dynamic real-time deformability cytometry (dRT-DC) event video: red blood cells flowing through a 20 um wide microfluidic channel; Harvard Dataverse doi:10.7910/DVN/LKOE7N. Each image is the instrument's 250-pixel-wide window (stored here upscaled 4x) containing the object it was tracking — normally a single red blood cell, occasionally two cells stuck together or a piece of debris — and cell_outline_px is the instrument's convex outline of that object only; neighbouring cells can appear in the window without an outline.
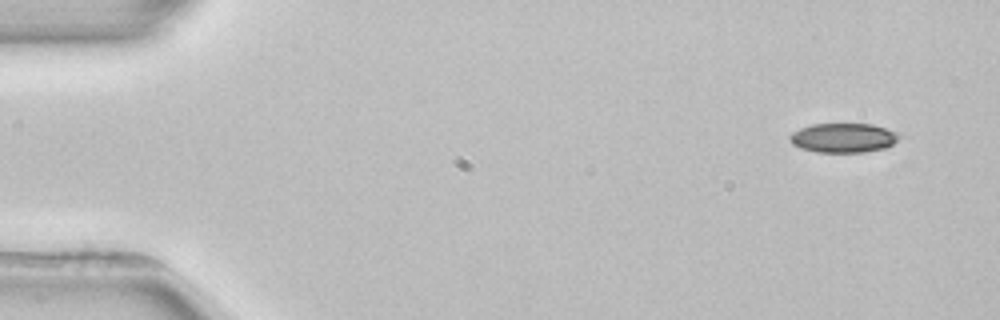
{"species": "common noctule bat (a hibernating species)", "species_latin": "Nyctalus noctula", "temperature_condition": "room temperature", "stored_images_in_passage": 4, "camera_frame_rate_fps": 3000, "um_per_image_px": 0.085, "animal": {"sex": "female", "body_mass_g": 22.7, "forearm_length_mm": 54.2}, "frame": {"image": 1, "passage_image": 1, "time_ms": 0.0, "image_size_px": [1000, 320], "cell_outline_px": [[904, 136], [892, 144], [884, 148], [864, 152], [816, 152], [800, 148], [792, 144], [788, 140], [788, 136], [792, 132], [800, 128], [812, 124], [872, 124], [896, 132]], "centroid_in_image_um": [71.66, 11.72], "position_along_channel_um": 13.3, "area_um2": 18.84}}
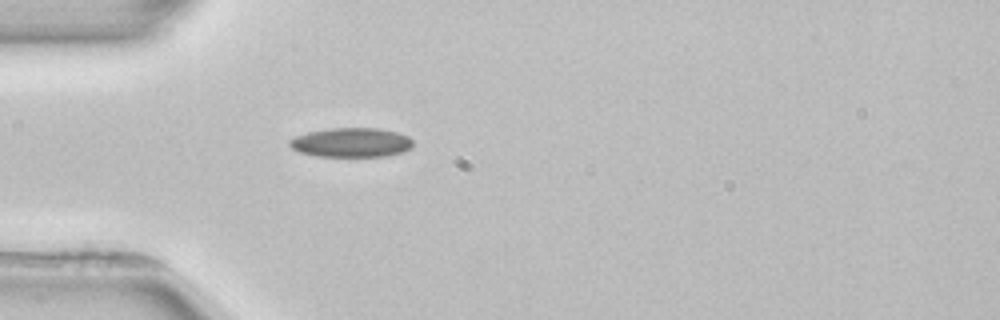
{"frame": {"image": 2, "passage_image": 4, "time_ms": 4.0, "image_size_px": [1000, 320], "cell_outline_px": [[412, 148], [404, 152], [384, 156], [316, 156], [300, 152], [292, 148], [288, 144], [288, 140], [296, 136], [308, 132], [332, 128], [376, 128], [396, 132], [408, 136], [412, 140]], "centroid_in_image_um": [29.86, 12.11], "position_along_channel_um": 55.1, "area_um2": 21.04}}